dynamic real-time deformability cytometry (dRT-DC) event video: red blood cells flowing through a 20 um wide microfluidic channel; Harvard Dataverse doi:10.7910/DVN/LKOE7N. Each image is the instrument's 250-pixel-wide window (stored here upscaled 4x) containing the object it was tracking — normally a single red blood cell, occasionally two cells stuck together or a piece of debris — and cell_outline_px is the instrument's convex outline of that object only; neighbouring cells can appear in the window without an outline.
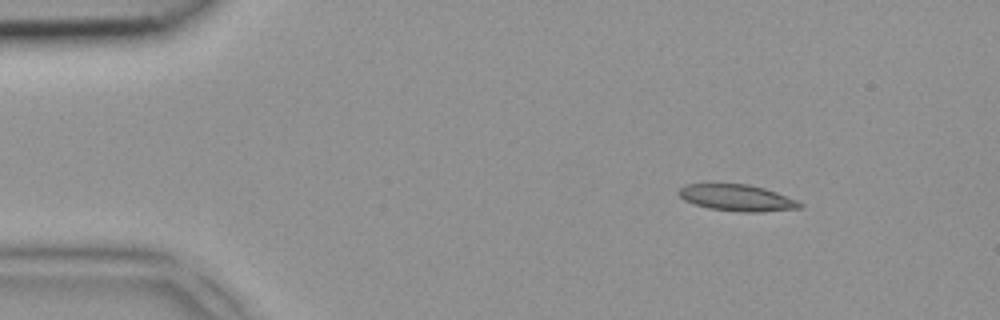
{"species": "common noctule bat (a hibernating species)", "species_latin": "Nyctalus noctula", "temperature_condition": "room temperature", "stored_images_in_passage": 3, "camera_frame_rate_fps": 3000, "um_per_image_px": 0.085, "animal": {"sex": "female", "body_mass_g": 18.4}, "frame": {"image": 1, "passage_image": 1, "time_ms": 0.0, "image_size_px": [1000, 320], "cell_outline_px": [[804, 204], [800, 208], [756, 212], [740, 212], [708, 208], [684, 200], [676, 192], [684, 184], [748, 184], [764, 188], [776, 192], [796, 200]], "centroid_in_image_um": [62.62, 16.81], "position_along_channel_um": 22.4, "area_um2": 18.55}}
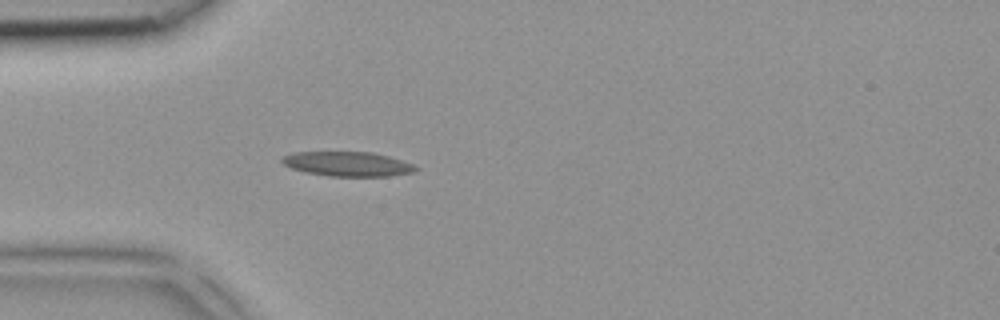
{"frame": {"image": 2, "passage_image": 3, "time_ms": 0.667, "image_size_px": [1000, 320], "cell_outline_px": [[420, 168], [416, 172], [388, 176], [328, 176], [304, 172], [292, 168], [284, 164], [280, 160], [284, 156], [296, 152], [372, 152], [388, 156], [412, 164]], "centroid_in_image_um": [29.57, 13.94], "position_along_channel_um": 55.4, "area_um2": 19.07}}